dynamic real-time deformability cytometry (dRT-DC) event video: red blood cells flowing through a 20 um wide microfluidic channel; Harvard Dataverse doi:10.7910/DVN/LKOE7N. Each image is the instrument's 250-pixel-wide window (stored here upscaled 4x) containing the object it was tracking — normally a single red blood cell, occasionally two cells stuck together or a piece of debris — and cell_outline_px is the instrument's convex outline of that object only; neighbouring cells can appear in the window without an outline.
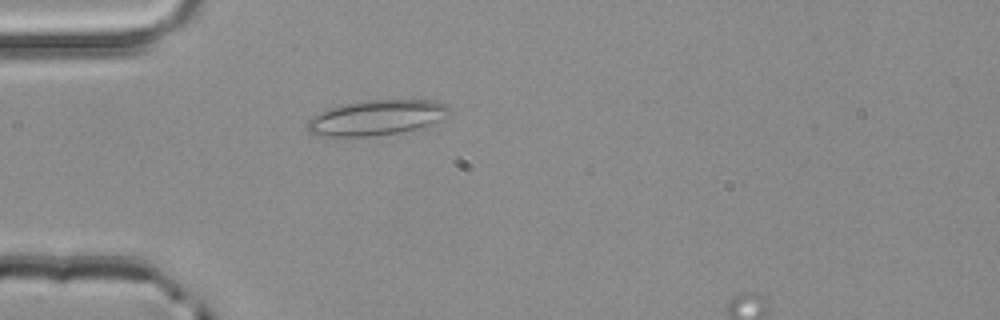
{"species": "common noctule bat (a hibernating species)", "species_latin": "Nyctalus noctula", "temperature_condition": "room temperature", "stored_images_in_passage": 3, "camera_frame_rate_fps": 3000, "um_per_image_px": 0.085, "animal": {"sex": "male", "body_mass_g": 20.4}, "frame": {"image": 1, "passage_image": 3, "time_ms": 0.667, "image_size_px": [1000, 320], "cell_outline_px": [[452, 112], [428, 124], [416, 128], [396, 132], [368, 136], [312, 136], [308, 132], [308, 120], [312, 116], [320, 112], [344, 104], [364, 100], [432, 100], [448, 104], [452, 108]], "centroid_in_image_um": [31.97, 9.99], "position_along_channel_um": 53.0, "area_um2": 28.73}}